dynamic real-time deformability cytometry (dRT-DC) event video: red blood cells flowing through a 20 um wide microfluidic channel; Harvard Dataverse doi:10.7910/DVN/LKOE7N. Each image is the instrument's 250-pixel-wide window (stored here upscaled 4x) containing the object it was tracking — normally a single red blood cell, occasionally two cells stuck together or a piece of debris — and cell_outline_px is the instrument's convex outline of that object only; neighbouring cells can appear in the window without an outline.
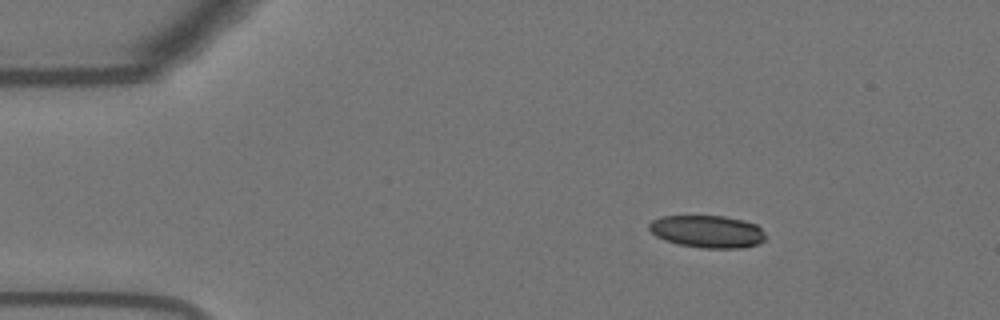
{"species": "Egyptian fruit bat (a non-hibernating species)", "species_latin": "Rousettus aegyptiacus", "temperature_condition": "warm", "stored_images_in_passage": 48, "camera_frame_rate_fps": 3000, "um_per_image_px": 0.085, "animal": {"sex": "female"}, "frame": {"image": 1, "passage_image": 1, "time_ms": 0.0, "image_size_px": [1000, 320], "cell_outline_px": [[768, 236], [764, 240], [756, 244], [744, 248], [700, 248], [676, 244], [664, 240], [656, 236], [648, 228], [648, 224], [652, 220], [660, 216], [724, 216], [744, 220], [756, 224]], "centroid_in_image_um": [60.12, 19.68], "position_along_channel_um": 24.9, "area_um2": 22.25}}
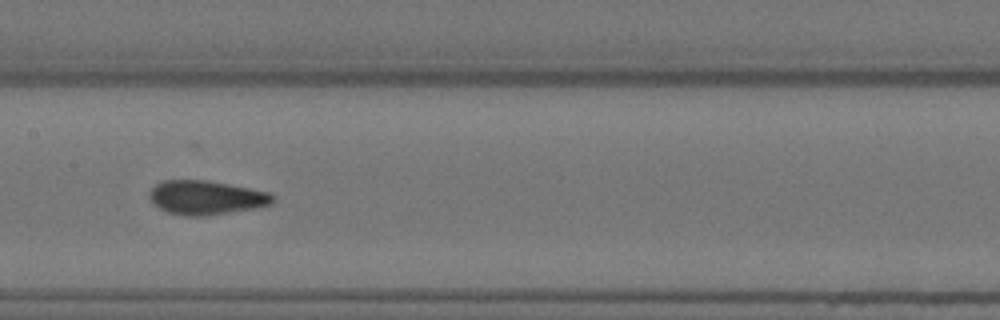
{"frame": {"image": 2, "passage_image": 20, "time_ms": 6.333, "image_size_px": [1000, 320], "cell_outline_px": [[272, 204], [252, 208], [204, 216], [184, 216], [168, 212], [160, 208], [148, 196], [152, 188], [156, 184], [164, 180], [208, 180], [268, 192], [272, 196]], "centroid_in_image_um": [17.48, 16.79], "position_along_channel_um": 189.9, "area_um2": 23.99}}
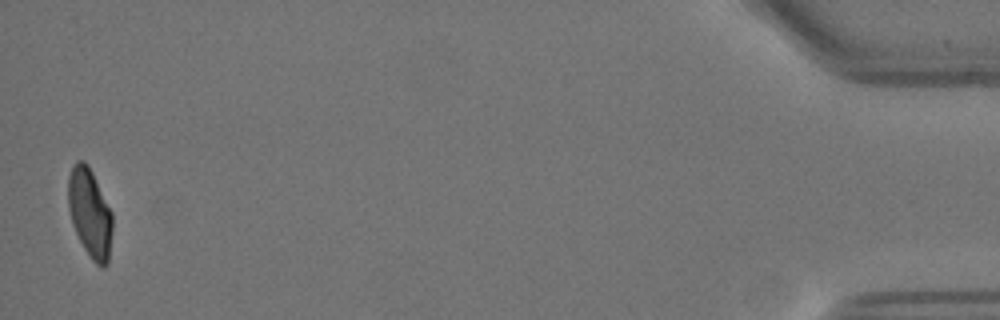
{"frame": {"image": 3, "passage_image": 47, "time_ms": 15.333, "image_size_px": [1000, 320], "cell_outline_px": [[112, 232], [108, 264], [104, 268], [100, 268], [92, 260], [84, 248], [72, 224], [68, 208], [68, 176], [72, 164], [76, 160], [84, 160], [88, 164], [112, 212]], "centroid_in_image_um": [7.63, 18.1], "position_along_channel_um": 427.6, "area_um2": 23.12}, "authors_computed_cell_mechanics": {"area_um2": 23.7269, "velocity_mm_per_s": 3.6816, "shape_relaxation_time_tau1_ms": 6.8467, "shape_relaxation_time_tau2_ms": 1.0879, "deformation_change_tau1": 0.1975, "deformation_change_tau2": 0.0774}}